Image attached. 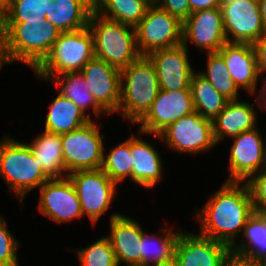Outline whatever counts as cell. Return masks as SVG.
<instances>
[{
	"label": "cell",
	"mask_w": 266,
	"mask_h": 266,
	"mask_svg": "<svg viewBox=\"0 0 266 266\" xmlns=\"http://www.w3.org/2000/svg\"><path fill=\"white\" fill-rule=\"evenodd\" d=\"M92 119L86 125L61 134L64 166L67 175L80 170L100 169L103 164L105 142L102 125Z\"/></svg>",
	"instance_id": "8"
},
{
	"label": "cell",
	"mask_w": 266,
	"mask_h": 266,
	"mask_svg": "<svg viewBox=\"0 0 266 266\" xmlns=\"http://www.w3.org/2000/svg\"><path fill=\"white\" fill-rule=\"evenodd\" d=\"M183 22L154 3L135 26L137 49L141 56L182 43Z\"/></svg>",
	"instance_id": "10"
},
{
	"label": "cell",
	"mask_w": 266,
	"mask_h": 266,
	"mask_svg": "<svg viewBox=\"0 0 266 266\" xmlns=\"http://www.w3.org/2000/svg\"><path fill=\"white\" fill-rule=\"evenodd\" d=\"M152 136L163 142L167 151L180 155L197 156L218 146L214 138L213 121L202 117L196 111L179 118L159 134Z\"/></svg>",
	"instance_id": "7"
},
{
	"label": "cell",
	"mask_w": 266,
	"mask_h": 266,
	"mask_svg": "<svg viewBox=\"0 0 266 266\" xmlns=\"http://www.w3.org/2000/svg\"><path fill=\"white\" fill-rule=\"evenodd\" d=\"M195 112L191 90L167 91L160 89L150 110L137 123L141 132L159 134L179 118Z\"/></svg>",
	"instance_id": "15"
},
{
	"label": "cell",
	"mask_w": 266,
	"mask_h": 266,
	"mask_svg": "<svg viewBox=\"0 0 266 266\" xmlns=\"http://www.w3.org/2000/svg\"><path fill=\"white\" fill-rule=\"evenodd\" d=\"M256 264L258 266H266V254L264 256H262L257 262Z\"/></svg>",
	"instance_id": "46"
},
{
	"label": "cell",
	"mask_w": 266,
	"mask_h": 266,
	"mask_svg": "<svg viewBox=\"0 0 266 266\" xmlns=\"http://www.w3.org/2000/svg\"><path fill=\"white\" fill-rule=\"evenodd\" d=\"M51 22L4 23V40L0 48V70L5 65L23 63L32 71L50 52L60 35Z\"/></svg>",
	"instance_id": "2"
},
{
	"label": "cell",
	"mask_w": 266,
	"mask_h": 266,
	"mask_svg": "<svg viewBox=\"0 0 266 266\" xmlns=\"http://www.w3.org/2000/svg\"><path fill=\"white\" fill-rule=\"evenodd\" d=\"M94 57L93 36L88 26L61 32L48 55L32 71L42 82L66 72H80Z\"/></svg>",
	"instance_id": "6"
},
{
	"label": "cell",
	"mask_w": 266,
	"mask_h": 266,
	"mask_svg": "<svg viewBox=\"0 0 266 266\" xmlns=\"http://www.w3.org/2000/svg\"><path fill=\"white\" fill-rule=\"evenodd\" d=\"M32 149L34 160L50 178L68 177L63 159L61 135L47 131H41L37 136L27 142Z\"/></svg>",
	"instance_id": "26"
},
{
	"label": "cell",
	"mask_w": 266,
	"mask_h": 266,
	"mask_svg": "<svg viewBox=\"0 0 266 266\" xmlns=\"http://www.w3.org/2000/svg\"><path fill=\"white\" fill-rule=\"evenodd\" d=\"M256 102L230 100L223 111L213 120L214 138L217 144L225 138H233L258 127L259 113Z\"/></svg>",
	"instance_id": "22"
},
{
	"label": "cell",
	"mask_w": 266,
	"mask_h": 266,
	"mask_svg": "<svg viewBox=\"0 0 266 266\" xmlns=\"http://www.w3.org/2000/svg\"><path fill=\"white\" fill-rule=\"evenodd\" d=\"M70 249L76 252L79 266H119L106 236H101L87 247Z\"/></svg>",
	"instance_id": "33"
},
{
	"label": "cell",
	"mask_w": 266,
	"mask_h": 266,
	"mask_svg": "<svg viewBox=\"0 0 266 266\" xmlns=\"http://www.w3.org/2000/svg\"><path fill=\"white\" fill-rule=\"evenodd\" d=\"M266 254L264 214L254 213L246 222L242 235L231 247L232 258L256 263Z\"/></svg>",
	"instance_id": "28"
},
{
	"label": "cell",
	"mask_w": 266,
	"mask_h": 266,
	"mask_svg": "<svg viewBox=\"0 0 266 266\" xmlns=\"http://www.w3.org/2000/svg\"><path fill=\"white\" fill-rule=\"evenodd\" d=\"M153 0H94V10L101 16L135 27Z\"/></svg>",
	"instance_id": "29"
},
{
	"label": "cell",
	"mask_w": 266,
	"mask_h": 266,
	"mask_svg": "<svg viewBox=\"0 0 266 266\" xmlns=\"http://www.w3.org/2000/svg\"><path fill=\"white\" fill-rule=\"evenodd\" d=\"M94 0H46V21L61 32L87 27Z\"/></svg>",
	"instance_id": "23"
},
{
	"label": "cell",
	"mask_w": 266,
	"mask_h": 266,
	"mask_svg": "<svg viewBox=\"0 0 266 266\" xmlns=\"http://www.w3.org/2000/svg\"><path fill=\"white\" fill-rule=\"evenodd\" d=\"M96 102L109 114L118 112L121 70L93 57L80 71Z\"/></svg>",
	"instance_id": "19"
},
{
	"label": "cell",
	"mask_w": 266,
	"mask_h": 266,
	"mask_svg": "<svg viewBox=\"0 0 266 266\" xmlns=\"http://www.w3.org/2000/svg\"><path fill=\"white\" fill-rule=\"evenodd\" d=\"M88 28L93 36L94 57L122 70L141 55L135 27L105 18L92 11Z\"/></svg>",
	"instance_id": "5"
},
{
	"label": "cell",
	"mask_w": 266,
	"mask_h": 266,
	"mask_svg": "<svg viewBox=\"0 0 266 266\" xmlns=\"http://www.w3.org/2000/svg\"><path fill=\"white\" fill-rule=\"evenodd\" d=\"M68 177L77 191L83 218H89V224L95 227L101 217L107 215L105 213L112 206L117 192L119 193V185L101 168L75 171Z\"/></svg>",
	"instance_id": "9"
},
{
	"label": "cell",
	"mask_w": 266,
	"mask_h": 266,
	"mask_svg": "<svg viewBox=\"0 0 266 266\" xmlns=\"http://www.w3.org/2000/svg\"><path fill=\"white\" fill-rule=\"evenodd\" d=\"M160 9L184 22L190 15L189 0H153Z\"/></svg>",
	"instance_id": "37"
},
{
	"label": "cell",
	"mask_w": 266,
	"mask_h": 266,
	"mask_svg": "<svg viewBox=\"0 0 266 266\" xmlns=\"http://www.w3.org/2000/svg\"><path fill=\"white\" fill-rule=\"evenodd\" d=\"M12 0H0V13L4 16L11 6Z\"/></svg>",
	"instance_id": "43"
},
{
	"label": "cell",
	"mask_w": 266,
	"mask_h": 266,
	"mask_svg": "<svg viewBox=\"0 0 266 266\" xmlns=\"http://www.w3.org/2000/svg\"><path fill=\"white\" fill-rule=\"evenodd\" d=\"M107 148L104 146L103 164L101 169L106 175L119 186L124 180L132 182V153H131V135L118 144ZM129 178V179H128Z\"/></svg>",
	"instance_id": "31"
},
{
	"label": "cell",
	"mask_w": 266,
	"mask_h": 266,
	"mask_svg": "<svg viewBox=\"0 0 266 266\" xmlns=\"http://www.w3.org/2000/svg\"><path fill=\"white\" fill-rule=\"evenodd\" d=\"M159 233H150L146 230L141 239V266H152L174 258L176 243L183 230H175L168 224L158 226Z\"/></svg>",
	"instance_id": "27"
},
{
	"label": "cell",
	"mask_w": 266,
	"mask_h": 266,
	"mask_svg": "<svg viewBox=\"0 0 266 266\" xmlns=\"http://www.w3.org/2000/svg\"><path fill=\"white\" fill-rule=\"evenodd\" d=\"M4 40V16L0 13V48Z\"/></svg>",
	"instance_id": "44"
},
{
	"label": "cell",
	"mask_w": 266,
	"mask_h": 266,
	"mask_svg": "<svg viewBox=\"0 0 266 266\" xmlns=\"http://www.w3.org/2000/svg\"><path fill=\"white\" fill-rule=\"evenodd\" d=\"M55 89L64 97L73 101L85 114L91 119L95 117L102 119V117L110 116L95 100L91 94L85 78L80 72H66L58 76H54L50 81ZM88 110L91 112L89 113ZM94 115V118L93 116ZM105 115V116H104Z\"/></svg>",
	"instance_id": "24"
},
{
	"label": "cell",
	"mask_w": 266,
	"mask_h": 266,
	"mask_svg": "<svg viewBox=\"0 0 266 266\" xmlns=\"http://www.w3.org/2000/svg\"><path fill=\"white\" fill-rule=\"evenodd\" d=\"M131 153H132V184L148 190L156 187L163 180L165 167L162 155L155 144L145 140L144 132L139 130L135 133L131 130Z\"/></svg>",
	"instance_id": "20"
},
{
	"label": "cell",
	"mask_w": 266,
	"mask_h": 266,
	"mask_svg": "<svg viewBox=\"0 0 266 266\" xmlns=\"http://www.w3.org/2000/svg\"><path fill=\"white\" fill-rule=\"evenodd\" d=\"M0 177L8 186V193L21 206L31 191L38 190L50 179L34 160L27 142L6 133L0 138Z\"/></svg>",
	"instance_id": "3"
},
{
	"label": "cell",
	"mask_w": 266,
	"mask_h": 266,
	"mask_svg": "<svg viewBox=\"0 0 266 266\" xmlns=\"http://www.w3.org/2000/svg\"><path fill=\"white\" fill-rule=\"evenodd\" d=\"M258 2H259L261 20L264 27L266 28V0H258Z\"/></svg>",
	"instance_id": "42"
},
{
	"label": "cell",
	"mask_w": 266,
	"mask_h": 266,
	"mask_svg": "<svg viewBox=\"0 0 266 266\" xmlns=\"http://www.w3.org/2000/svg\"><path fill=\"white\" fill-rule=\"evenodd\" d=\"M231 258L228 245L185 230L179 235L174 254L178 266H226Z\"/></svg>",
	"instance_id": "16"
},
{
	"label": "cell",
	"mask_w": 266,
	"mask_h": 266,
	"mask_svg": "<svg viewBox=\"0 0 266 266\" xmlns=\"http://www.w3.org/2000/svg\"><path fill=\"white\" fill-rule=\"evenodd\" d=\"M226 266H258V265L256 263H249L235 258H231L227 262Z\"/></svg>",
	"instance_id": "41"
},
{
	"label": "cell",
	"mask_w": 266,
	"mask_h": 266,
	"mask_svg": "<svg viewBox=\"0 0 266 266\" xmlns=\"http://www.w3.org/2000/svg\"><path fill=\"white\" fill-rule=\"evenodd\" d=\"M198 234L222 242L230 248L241 237L244 226L254 214L252 197L246 182L223 181L199 209L194 207Z\"/></svg>",
	"instance_id": "1"
},
{
	"label": "cell",
	"mask_w": 266,
	"mask_h": 266,
	"mask_svg": "<svg viewBox=\"0 0 266 266\" xmlns=\"http://www.w3.org/2000/svg\"><path fill=\"white\" fill-rule=\"evenodd\" d=\"M218 53L223 57L230 76L240 90L251 94L259 84V71L252 44L225 43Z\"/></svg>",
	"instance_id": "21"
},
{
	"label": "cell",
	"mask_w": 266,
	"mask_h": 266,
	"mask_svg": "<svg viewBox=\"0 0 266 266\" xmlns=\"http://www.w3.org/2000/svg\"><path fill=\"white\" fill-rule=\"evenodd\" d=\"M46 0H12L4 15V23H36L46 21Z\"/></svg>",
	"instance_id": "34"
},
{
	"label": "cell",
	"mask_w": 266,
	"mask_h": 266,
	"mask_svg": "<svg viewBox=\"0 0 266 266\" xmlns=\"http://www.w3.org/2000/svg\"><path fill=\"white\" fill-rule=\"evenodd\" d=\"M108 217L110 229L105 236L112 245L118 265L141 266V239L144 226L140 221L117 211Z\"/></svg>",
	"instance_id": "18"
},
{
	"label": "cell",
	"mask_w": 266,
	"mask_h": 266,
	"mask_svg": "<svg viewBox=\"0 0 266 266\" xmlns=\"http://www.w3.org/2000/svg\"><path fill=\"white\" fill-rule=\"evenodd\" d=\"M152 266H178V265H177L175 259L173 258L170 261L162 262L160 264H155V265H152Z\"/></svg>",
	"instance_id": "45"
},
{
	"label": "cell",
	"mask_w": 266,
	"mask_h": 266,
	"mask_svg": "<svg viewBox=\"0 0 266 266\" xmlns=\"http://www.w3.org/2000/svg\"><path fill=\"white\" fill-rule=\"evenodd\" d=\"M48 108L43 126V130L47 132L60 135L69 133L92 120L73 101L59 92Z\"/></svg>",
	"instance_id": "25"
},
{
	"label": "cell",
	"mask_w": 266,
	"mask_h": 266,
	"mask_svg": "<svg viewBox=\"0 0 266 266\" xmlns=\"http://www.w3.org/2000/svg\"><path fill=\"white\" fill-rule=\"evenodd\" d=\"M38 191V211L56 225L83 218L77 191L69 177L49 179Z\"/></svg>",
	"instance_id": "12"
},
{
	"label": "cell",
	"mask_w": 266,
	"mask_h": 266,
	"mask_svg": "<svg viewBox=\"0 0 266 266\" xmlns=\"http://www.w3.org/2000/svg\"><path fill=\"white\" fill-rule=\"evenodd\" d=\"M259 74L266 73V32L252 44Z\"/></svg>",
	"instance_id": "38"
},
{
	"label": "cell",
	"mask_w": 266,
	"mask_h": 266,
	"mask_svg": "<svg viewBox=\"0 0 266 266\" xmlns=\"http://www.w3.org/2000/svg\"><path fill=\"white\" fill-rule=\"evenodd\" d=\"M259 126L231 138L225 181L246 182L266 167V133Z\"/></svg>",
	"instance_id": "11"
},
{
	"label": "cell",
	"mask_w": 266,
	"mask_h": 266,
	"mask_svg": "<svg viewBox=\"0 0 266 266\" xmlns=\"http://www.w3.org/2000/svg\"><path fill=\"white\" fill-rule=\"evenodd\" d=\"M254 208V213L266 214V167L253 174L246 181Z\"/></svg>",
	"instance_id": "36"
},
{
	"label": "cell",
	"mask_w": 266,
	"mask_h": 266,
	"mask_svg": "<svg viewBox=\"0 0 266 266\" xmlns=\"http://www.w3.org/2000/svg\"><path fill=\"white\" fill-rule=\"evenodd\" d=\"M190 50L183 43L151 52L160 89L167 91L190 90L191 77L196 71L190 60Z\"/></svg>",
	"instance_id": "17"
},
{
	"label": "cell",
	"mask_w": 266,
	"mask_h": 266,
	"mask_svg": "<svg viewBox=\"0 0 266 266\" xmlns=\"http://www.w3.org/2000/svg\"><path fill=\"white\" fill-rule=\"evenodd\" d=\"M223 25L229 43H255L265 32L258 0H223Z\"/></svg>",
	"instance_id": "14"
},
{
	"label": "cell",
	"mask_w": 266,
	"mask_h": 266,
	"mask_svg": "<svg viewBox=\"0 0 266 266\" xmlns=\"http://www.w3.org/2000/svg\"><path fill=\"white\" fill-rule=\"evenodd\" d=\"M204 55L206 56V70L199 69L197 72L229 101L240 99L242 91L230 76L223 57L218 52Z\"/></svg>",
	"instance_id": "32"
},
{
	"label": "cell",
	"mask_w": 266,
	"mask_h": 266,
	"mask_svg": "<svg viewBox=\"0 0 266 266\" xmlns=\"http://www.w3.org/2000/svg\"><path fill=\"white\" fill-rule=\"evenodd\" d=\"M160 91L157 72L148 56H140L121 70L118 114L135 124L146 115Z\"/></svg>",
	"instance_id": "4"
},
{
	"label": "cell",
	"mask_w": 266,
	"mask_h": 266,
	"mask_svg": "<svg viewBox=\"0 0 266 266\" xmlns=\"http://www.w3.org/2000/svg\"><path fill=\"white\" fill-rule=\"evenodd\" d=\"M264 225H265V230H266V214H264Z\"/></svg>",
	"instance_id": "47"
},
{
	"label": "cell",
	"mask_w": 266,
	"mask_h": 266,
	"mask_svg": "<svg viewBox=\"0 0 266 266\" xmlns=\"http://www.w3.org/2000/svg\"><path fill=\"white\" fill-rule=\"evenodd\" d=\"M260 80H261L262 88L257 85V87L255 88V91L251 94V96L253 98L255 97V102H256L258 110L266 111V76L264 74H260L257 82H259Z\"/></svg>",
	"instance_id": "39"
},
{
	"label": "cell",
	"mask_w": 266,
	"mask_h": 266,
	"mask_svg": "<svg viewBox=\"0 0 266 266\" xmlns=\"http://www.w3.org/2000/svg\"><path fill=\"white\" fill-rule=\"evenodd\" d=\"M182 43L188 50L195 45L200 54L217 53L227 43L221 7L191 13L183 22Z\"/></svg>",
	"instance_id": "13"
},
{
	"label": "cell",
	"mask_w": 266,
	"mask_h": 266,
	"mask_svg": "<svg viewBox=\"0 0 266 266\" xmlns=\"http://www.w3.org/2000/svg\"><path fill=\"white\" fill-rule=\"evenodd\" d=\"M7 219L0 214V264L3 266H20L18 251L20 243L7 226Z\"/></svg>",
	"instance_id": "35"
},
{
	"label": "cell",
	"mask_w": 266,
	"mask_h": 266,
	"mask_svg": "<svg viewBox=\"0 0 266 266\" xmlns=\"http://www.w3.org/2000/svg\"><path fill=\"white\" fill-rule=\"evenodd\" d=\"M190 90L195 111L212 121L223 111L229 101L197 71L191 77Z\"/></svg>",
	"instance_id": "30"
},
{
	"label": "cell",
	"mask_w": 266,
	"mask_h": 266,
	"mask_svg": "<svg viewBox=\"0 0 266 266\" xmlns=\"http://www.w3.org/2000/svg\"><path fill=\"white\" fill-rule=\"evenodd\" d=\"M223 0H189L190 14L199 10L221 7Z\"/></svg>",
	"instance_id": "40"
}]
</instances>
